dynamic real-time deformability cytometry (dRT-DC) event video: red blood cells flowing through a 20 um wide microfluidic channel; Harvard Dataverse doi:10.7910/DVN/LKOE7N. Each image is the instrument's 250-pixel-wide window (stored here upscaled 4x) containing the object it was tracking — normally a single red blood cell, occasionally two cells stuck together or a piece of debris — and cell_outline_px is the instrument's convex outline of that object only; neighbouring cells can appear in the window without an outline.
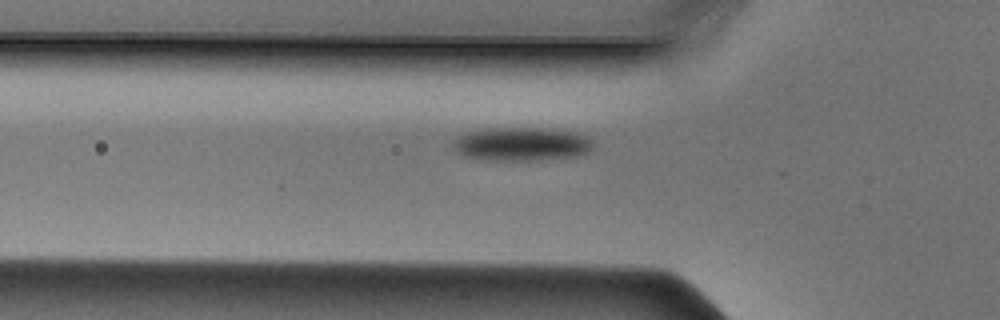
{"species": "Egyptian fruit bat (a non-hibernating species)", "species_latin": "Rousettus aegyptiacus", "temperature_condition": "cold", "stored_images_in_passage": 29, "camera_frame_rate_fps": 3000, "um_per_image_px": 0.085, "animal": {"sex": "male"}, "frame": {"image": 1, "passage_image": 3, "time_ms": 0.667, "image_size_px": [1000, 320], "cell_outline_px": [[592, 148], [588, 152], [572, 156], [536, 160], [488, 160], [464, 156], [452, 148], [452, 140], [464, 132], [484, 128], [548, 128], [576, 132], [588, 136], [592, 140]], "centroid_in_image_um": [44.29, 12.23], "position_along_channel_um": 81.5, "area_um2": 27.63}}
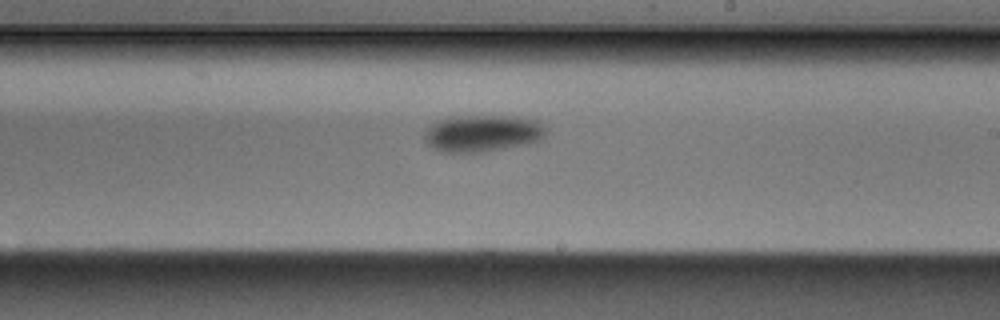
{"frame": {"image": 2, "passage_image": 15, "time_ms": 4.667, "image_size_px": [1000, 320], "cell_outline_px": [[548, 128], [544, 136], [540, 140], [528, 144], [484, 152], [440, 152], [428, 144], [424, 140], [424, 136], [428, 128], [432, 124], [448, 116], [524, 116], [540, 120]], "centroid_in_image_um": [41.09, 11.32], "position_along_channel_um": 247.9, "area_um2": 26.59}}
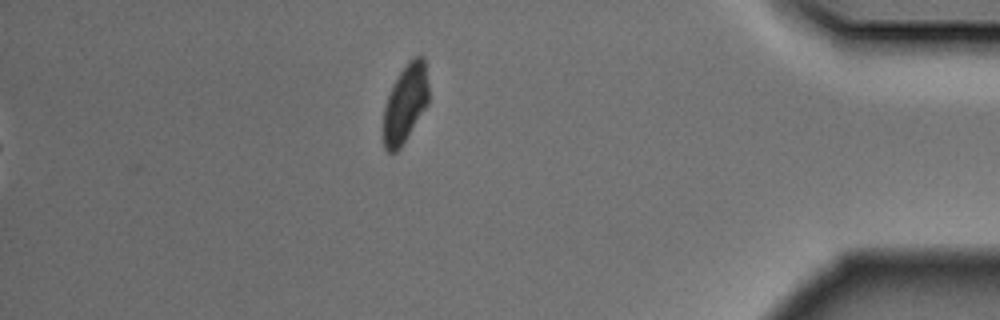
{"frame": {"image": 3, "passage_image": 29, "time_ms": 9.333, "image_size_px": [1000, 320], "cell_outline_px": [[428, 104], [400, 148], [396, 152], [388, 152], [384, 148], [384, 108], [392, 84], [408, 60], [416, 56], [424, 56], [428, 84]], "centroid_in_image_um": [34.46, 8.77], "position_along_channel_um": 400.7, "area_um2": 20.46}}